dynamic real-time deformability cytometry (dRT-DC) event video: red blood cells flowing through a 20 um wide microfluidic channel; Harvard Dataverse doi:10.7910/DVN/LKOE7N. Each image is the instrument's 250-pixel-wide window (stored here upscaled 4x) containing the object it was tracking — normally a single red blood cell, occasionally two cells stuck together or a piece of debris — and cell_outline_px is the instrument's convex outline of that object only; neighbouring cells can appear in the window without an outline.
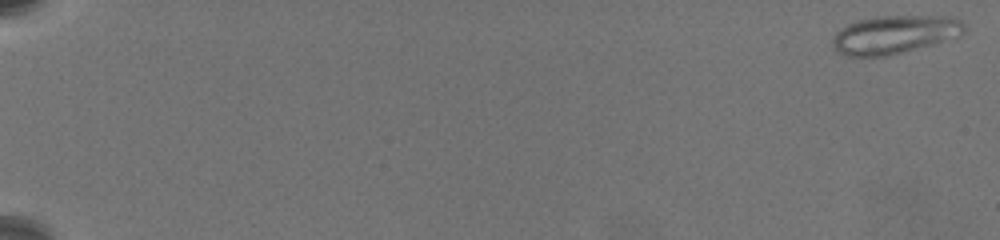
{"species": "common noctule bat (a hibernating species)", "species_latin": "Nyctalus noctula", "temperature_condition": "warm", "stored_images_in_passage": 64, "camera_frame_rate_fps": 3000, "um_per_image_px": 0.085, "animal": {"sex": "female", "body_mass_g": 19.5, "forearm_length_mm": 54.1}, "frame": {"image": 1, "passage_image": 2, "time_ms": 0.333, "image_size_px": [1000, 240], "cell_outline_px": [[964, 32], [960, 36], [888, 56], [848, 56], [836, 52], [832, 44], [832, 40], [836, 32], [848, 24], [860, 20], [880, 16], [952, 16], [960, 20], [964, 24]], "centroid_in_image_um": [76.03, 2.94], "position_along_channel_um": 9.0, "area_um2": 29.19}}
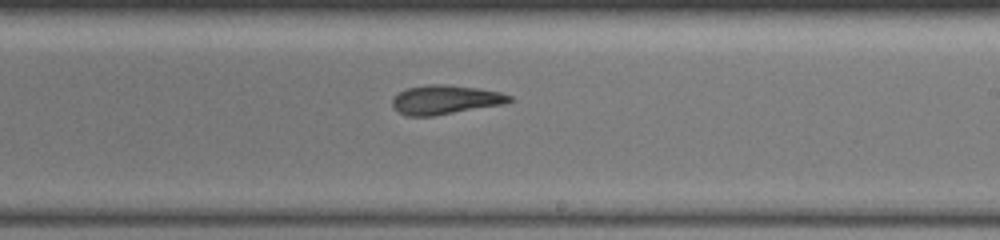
{"frame": {"image": 2, "passage_image": 42, "time_ms": 13.667, "image_size_px": [1000, 240], "cell_outline_px": [[512, 100], [504, 104], [432, 116], [408, 116], [400, 112], [392, 104], [392, 96], [408, 88], [428, 84], [448, 84], [476, 88], [500, 92], [512, 96]], "centroid_in_image_um": [37.85, 8.47], "position_along_channel_um": 251.2, "area_um2": 19.71}}
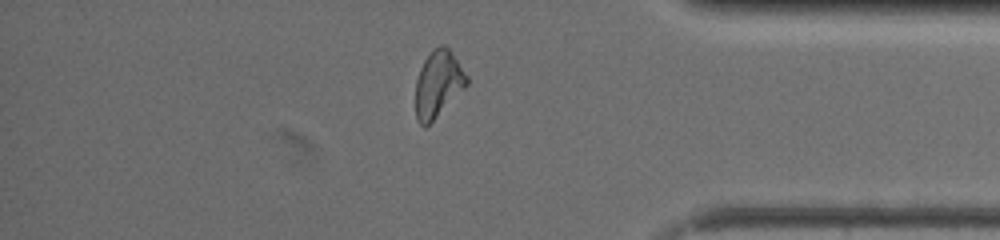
{"frame": {"image": 3, "passage_image": 56, "time_ms": 18.333, "image_size_px": [1000, 240], "cell_outline_px": [[468, 84], [424, 128], [416, 120], [416, 80], [420, 68], [424, 60], [432, 48], [440, 44], [444, 44], [448, 48], [468, 76]], "centroid_in_image_um": [37.22, 7.1], "position_along_channel_um": 398.0, "area_um2": 19.54}, "authors_computed_cell_mechanics": {"area_um2": 20.6346, "velocity_mm_per_s": 3.4789, "shape_relaxation_time_tau1_ms": 6.4846, "shape_relaxation_time_tau2_ms": 2.3695, "deformation_change_tau1": 0.1944, "deformation_change_tau2": 0.0991}}